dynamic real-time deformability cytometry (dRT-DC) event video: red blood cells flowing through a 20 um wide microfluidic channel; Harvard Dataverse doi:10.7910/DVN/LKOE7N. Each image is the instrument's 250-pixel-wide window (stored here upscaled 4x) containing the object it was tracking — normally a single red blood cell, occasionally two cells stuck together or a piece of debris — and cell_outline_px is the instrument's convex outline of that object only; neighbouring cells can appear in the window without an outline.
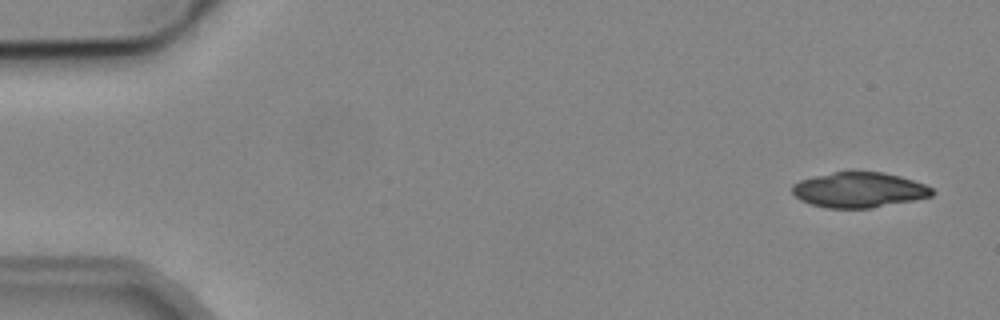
{"species": "common noctule bat (a hibernating species)", "species_latin": "Nyctalus noctula", "temperature_condition": "cold", "stored_images_in_passage": 6, "camera_frame_rate_fps": 3000, "um_per_image_px": 0.085, "animal": {"sex": "male", "body_mass_g": 19.2, "forearm_length_mm": 51.8}, "frame": {"image": 1, "passage_image": 1, "time_ms": 0.0, "image_size_px": [1000, 320], "cell_outline_px": [[936, 192], [932, 196], [916, 200], [872, 208], [828, 208], [812, 204], [800, 200], [792, 192], [792, 184], [800, 180], [832, 172], [884, 172], [900, 176], [924, 184], [932, 188]], "centroid_in_image_um": [73.05, 16.15], "position_along_channel_um": 12.0, "area_um2": 28.73}}